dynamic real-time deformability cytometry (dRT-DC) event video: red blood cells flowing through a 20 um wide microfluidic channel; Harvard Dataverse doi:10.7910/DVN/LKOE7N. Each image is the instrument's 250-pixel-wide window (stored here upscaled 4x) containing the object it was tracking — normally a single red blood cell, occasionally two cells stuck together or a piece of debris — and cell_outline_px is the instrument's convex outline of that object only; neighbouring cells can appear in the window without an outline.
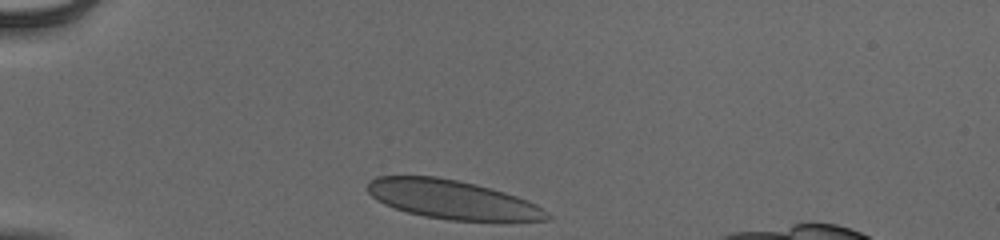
{"species": "human", "species_latin": "Homo sapiens", "temperature_condition": "cold", "stored_images_in_passage": 32, "camera_frame_rate_fps": 3000, "um_per_image_px": 0.085, "donor": {"sex": "male"}, "frame": {"image": 1, "passage_image": 1, "time_ms": 0.0, "image_size_px": [1000, 240], "cell_outline_px": [[552, 220], [448, 220], [424, 216], [408, 212], [384, 204], [376, 200], [364, 188], [368, 180], [376, 176], [436, 176], [476, 184], [492, 188], [528, 200], [544, 208], [552, 216]], "centroid_in_image_um": [38.41, 16.95], "position_along_channel_um": 46.6, "area_um2": 40.69}}
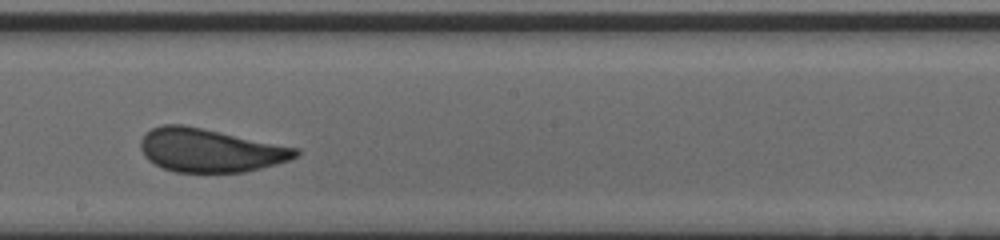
{"frame": {"image": 2, "passage_image": 18, "time_ms": 5.667, "image_size_px": [1000, 240], "cell_outline_px": [[300, 152], [296, 156], [288, 160], [276, 164], [244, 172], [176, 172], [164, 168], [148, 160], [144, 156], [140, 148], [140, 140], [144, 132], [152, 128], [164, 124], [184, 124], [204, 128], [300, 148]], "centroid_in_image_um": [17.83, 12.76], "position_along_channel_um": 230.4, "area_um2": 39.42}}
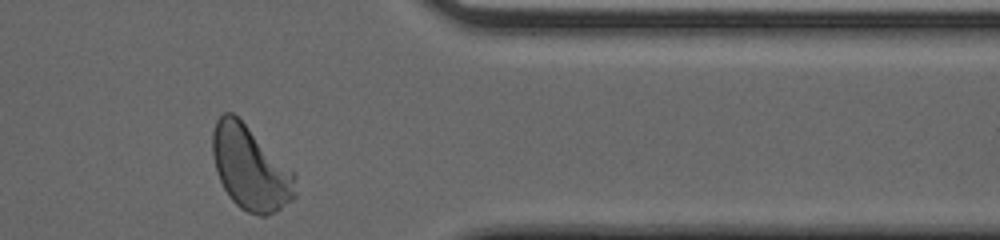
{"frame": {"image": 3, "passage_image": 31, "time_ms": 10.0, "image_size_px": [1000, 240], "cell_outline_px": [[296, 196], [292, 200], [276, 212], [264, 216], [260, 216], [248, 212], [240, 208], [228, 196], [216, 172], [212, 156], [212, 132], [216, 120], [224, 112], [232, 112], [296, 172]], "centroid_in_image_um": [21.29, 14.3], "position_along_channel_um": 390.1, "area_um2": 40.75}, "authors_computed_cell_mechanics": {"area_um2": 39.3907, "velocity_mm_per_s": 3.9081, "shape_relaxation_time_tau1_ms": 5.8055, "shape_relaxation_time_tau2_ms": null, "deformation_change_tau1": 0.1467, "deformation_change_tau2": null}}